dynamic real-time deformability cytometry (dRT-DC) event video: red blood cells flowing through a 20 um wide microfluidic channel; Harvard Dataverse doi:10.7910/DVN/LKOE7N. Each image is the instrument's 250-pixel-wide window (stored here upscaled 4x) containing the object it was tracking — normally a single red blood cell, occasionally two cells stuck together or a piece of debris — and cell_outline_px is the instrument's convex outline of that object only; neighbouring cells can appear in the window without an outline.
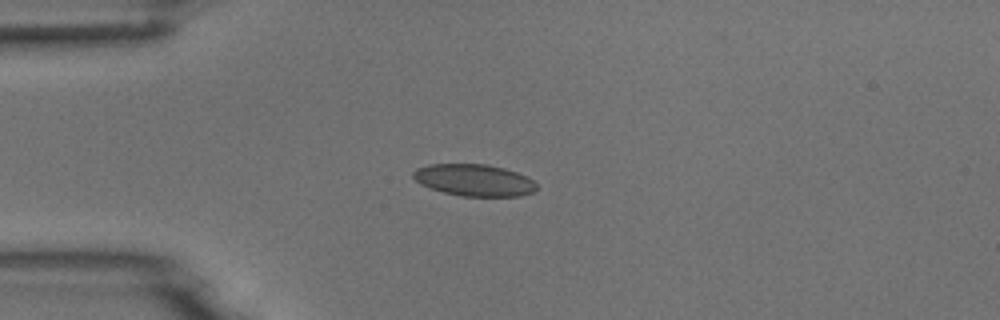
{"species": "common noctule bat (a hibernating species)", "species_latin": "Nyctalus noctula", "temperature_condition": "room temperature", "stored_images_in_passage": 5, "camera_frame_rate_fps": 3000, "um_per_image_px": 0.085, "animal": {"sex": "male", "body_mass_g": 18.8}, "frame": {"image": 1, "passage_image": 3, "time_ms": 2.333, "image_size_px": [1000, 320], "cell_outline_px": [[536, 192], [520, 196], [460, 196], [444, 192], [420, 184], [412, 176], [412, 172], [416, 168], [428, 164], [488, 164], [504, 168], [516, 172], [532, 180], [536, 184]], "centroid_in_image_um": [40.29, 15.31], "position_along_channel_um": 44.7, "area_um2": 22.89}}